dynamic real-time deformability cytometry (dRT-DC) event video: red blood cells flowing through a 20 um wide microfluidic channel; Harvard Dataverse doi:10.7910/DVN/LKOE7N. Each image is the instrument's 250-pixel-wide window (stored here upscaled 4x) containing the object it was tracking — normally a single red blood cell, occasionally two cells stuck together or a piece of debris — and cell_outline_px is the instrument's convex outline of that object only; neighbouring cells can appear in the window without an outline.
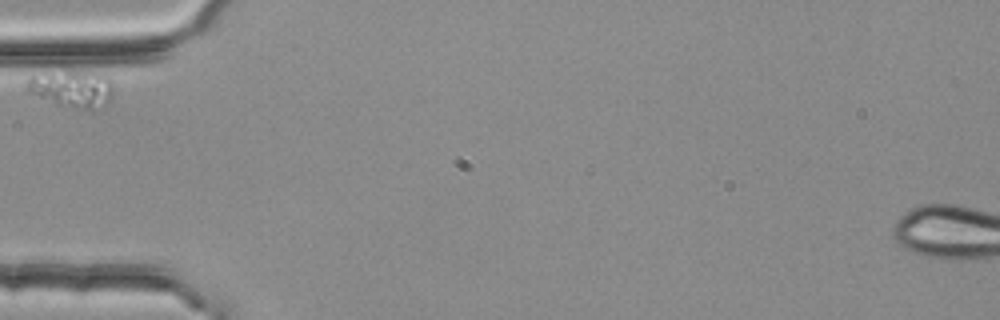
{"species": "common noctule bat (a hibernating species)", "species_latin": "Nyctalus noctula", "temperature_condition": "room temperature", "stored_images_in_passage": 3, "camera_frame_rate_fps": 3000, "um_per_image_px": 0.085, "animal": {"sex": "female", "body_mass_g": 25.1}, "frame": {"image": 1, "passage_image": 1, "time_ms": 0.0, "image_size_px": [1000, 320], "cell_outline_px": [[112, 92], [108, 100], [88, 108], [76, 108], [56, 104], [32, 92], [24, 84], [28, 76], [60, 64], [68, 64], [92, 68], [108, 76], [112, 80]], "centroid_in_image_um": [6.06, 7.29], "position_along_channel_um": 78.9, "area_um2": 20.35}}
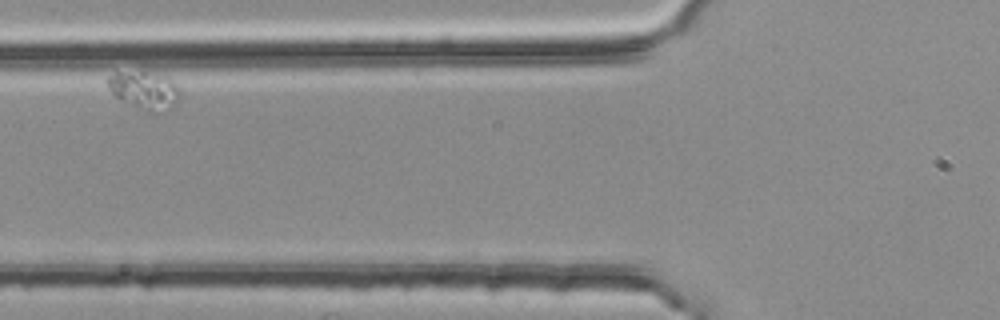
{"frame": {"image": 2, "passage_image": 2, "time_ms": 0.333, "image_size_px": [1000, 320], "cell_outline_px": [[180, 92], [176, 104], [152, 112], [148, 112], [116, 96], [108, 88], [104, 80], [108, 76], [116, 72], [144, 72], [164, 76], [172, 80]], "centroid_in_image_um": [12.23, 7.63], "position_along_channel_um": 113.6, "area_um2": 15.32}}